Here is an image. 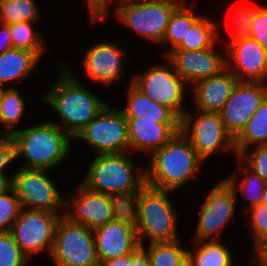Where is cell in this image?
I'll return each mask as SVG.
<instances>
[{"instance_id": "6da1fadb", "label": "cell", "mask_w": 267, "mask_h": 266, "mask_svg": "<svg viewBox=\"0 0 267 266\" xmlns=\"http://www.w3.org/2000/svg\"><path fill=\"white\" fill-rule=\"evenodd\" d=\"M59 66L56 83L41 97V101L56 111L60 122L54 123L73 139L103 110L107 102L87 89L67 64L61 62Z\"/></svg>"}, {"instance_id": "7a4b0ae2", "label": "cell", "mask_w": 267, "mask_h": 266, "mask_svg": "<svg viewBox=\"0 0 267 266\" xmlns=\"http://www.w3.org/2000/svg\"><path fill=\"white\" fill-rule=\"evenodd\" d=\"M204 160L181 131L150 155L145 184L175 192L199 174ZM198 172V173H197Z\"/></svg>"}, {"instance_id": "3957f363", "label": "cell", "mask_w": 267, "mask_h": 266, "mask_svg": "<svg viewBox=\"0 0 267 266\" xmlns=\"http://www.w3.org/2000/svg\"><path fill=\"white\" fill-rule=\"evenodd\" d=\"M12 138L15 160L23 156L22 167L52 170L69 155L72 138L54 121H43L31 127L17 129Z\"/></svg>"}, {"instance_id": "277c9868", "label": "cell", "mask_w": 267, "mask_h": 266, "mask_svg": "<svg viewBox=\"0 0 267 266\" xmlns=\"http://www.w3.org/2000/svg\"><path fill=\"white\" fill-rule=\"evenodd\" d=\"M131 156V152L95 154L81 182L107 195L140 190L145 185V169L135 167Z\"/></svg>"}, {"instance_id": "5b68a950", "label": "cell", "mask_w": 267, "mask_h": 266, "mask_svg": "<svg viewBox=\"0 0 267 266\" xmlns=\"http://www.w3.org/2000/svg\"><path fill=\"white\" fill-rule=\"evenodd\" d=\"M173 191L160 190L145 184L139 190L137 237L140 245L143 238L152 242L179 239L177 229L178 211L169 200Z\"/></svg>"}, {"instance_id": "8992f818", "label": "cell", "mask_w": 267, "mask_h": 266, "mask_svg": "<svg viewBox=\"0 0 267 266\" xmlns=\"http://www.w3.org/2000/svg\"><path fill=\"white\" fill-rule=\"evenodd\" d=\"M184 0L117 1L115 18L152 43H162L174 10Z\"/></svg>"}, {"instance_id": "52a82bcc", "label": "cell", "mask_w": 267, "mask_h": 266, "mask_svg": "<svg viewBox=\"0 0 267 266\" xmlns=\"http://www.w3.org/2000/svg\"><path fill=\"white\" fill-rule=\"evenodd\" d=\"M165 63L155 64L143 73L132 76V83L155 103L167 107L179 120L185 110L183 103L189 86L175 72L173 64L165 57Z\"/></svg>"}, {"instance_id": "ba28073f", "label": "cell", "mask_w": 267, "mask_h": 266, "mask_svg": "<svg viewBox=\"0 0 267 266\" xmlns=\"http://www.w3.org/2000/svg\"><path fill=\"white\" fill-rule=\"evenodd\" d=\"M46 169L20 167L11 175L9 186L19 199L21 208L62 213L63 194Z\"/></svg>"}, {"instance_id": "9c48e42d", "label": "cell", "mask_w": 267, "mask_h": 266, "mask_svg": "<svg viewBox=\"0 0 267 266\" xmlns=\"http://www.w3.org/2000/svg\"><path fill=\"white\" fill-rule=\"evenodd\" d=\"M50 256L57 266H99L93 230L63 214Z\"/></svg>"}, {"instance_id": "30bf717a", "label": "cell", "mask_w": 267, "mask_h": 266, "mask_svg": "<svg viewBox=\"0 0 267 266\" xmlns=\"http://www.w3.org/2000/svg\"><path fill=\"white\" fill-rule=\"evenodd\" d=\"M180 131L204 161L219 150H233L236 155L234 138L226 131L220 113L186 111L180 119Z\"/></svg>"}, {"instance_id": "8fae6325", "label": "cell", "mask_w": 267, "mask_h": 266, "mask_svg": "<svg viewBox=\"0 0 267 266\" xmlns=\"http://www.w3.org/2000/svg\"><path fill=\"white\" fill-rule=\"evenodd\" d=\"M63 214L21 208L10 232L29 260L43 250L51 253L57 224Z\"/></svg>"}, {"instance_id": "7c38bea8", "label": "cell", "mask_w": 267, "mask_h": 266, "mask_svg": "<svg viewBox=\"0 0 267 266\" xmlns=\"http://www.w3.org/2000/svg\"><path fill=\"white\" fill-rule=\"evenodd\" d=\"M74 139L90 144L96 155L130 152L127 119L109 104Z\"/></svg>"}, {"instance_id": "4fadbf2b", "label": "cell", "mask_w": 267, "mask_h": 266, "mask_svg": "<svg viewBox=\"0 0 267 266\" xmlns=\"http://www.w3.org/2000/svg\"><path fill=\"white\" fill-rule=\"evenodd\" d=\"M237 194L226 179L210 190L199 211L194 241L220 240L222 229L234 217Z\"/></svg>"}, {"instance_id": "5bb4252c", "label": "cell", "mask_w": 267, "mask_h": 266, "mask_svg": "<svg viewBox=\"0 0 267 266\" xmlns=\"http://www.w3.org/2000/svg\"><path fill=\"white\" fill-rule=\"evenodd\" d=\"M266 96V83H236L220 112L225 129L233 138L245 127Z\"/></svg>"}, {"instance_id": "9a60e30c", "label": "cell", "mask_w": 267, "mask_h": 266, "mask_svg": "<svg viewBox=\"0 0 267 266\" xmlns=\"http://www.w3.org/2000/svg\"><path fill=\"white\" fill-rule=\"evenodd\" d=\"M70 200L66 198L64 215L90 230L113 220L111 195L92 191L81 182Z\"/></svg>"}, {"instance_id": "2e32d148", "label": "cell", "mask_w": 267, "mask_h": 266, "mask_svg": "<svg viewBox=\"0 0 267 266\" xmlns=\"http://www.w3.org/2000/svg\"><path fill=\"white\" fill-rule=\"evenodd\" d=\"M226 52V67L239 82L265 83L267 50L256 40L247 38L236 41L226 47Z\"/></svg>"}, {"instance_id": "e0dca14e", "label": "cell", "mask_w": 267, "mask_h": 266, "mask_svg": "<svg viewBox=\"0 0 267 266\" xmlns=\"http://www.w3.org/2000/svg\"><path fill=\"white\" fill-rule=\"evenodd\" d=\"M215 45L203 50H173L166 58L173 64L175 72L191 87L226 68V57L215 52Z\"/></svg>"}, {"instance_id": "ac0fdd59", "label": "cell", "mask_w": 267, "mask_h": 266, "mask_svg": "<svg viewBox=\"0 0 267 266\" xmlns=\"http://www.w3.org/2000/svg\"><path fill=\"white\" fill-rule=\"evenodd\" d=\"M116 42L102 41L86 50L83 59V70L93 82L109 87L121 80L123 66V50ZM124 64V65H123Z\"/></svg>"}, {"instance_id": "d6986e66", "label": "cell", "mask_w": 267, "mask_h": 266, "mask_svg": "<svg viewBox=\"0 0 267 266\" xmlns=\"http://www.w3.org/2000/svg\"><path fill=\"white\" fill-rule=\"evenodd\" d=\"M126 119L131 153L139 151L151 155L180 131V124H161L158 120L139 119V117H126Z\"/></svg>"}, {"instance_id": "ffe728a7", "label": "cell", "mask_w": 267, "mask_h": 266, "mask_svg": "<svg viewBox=\"0 0 267 266\" xmlns=\"http://www.w3.org/2000/svg\"><path fill=\"white\" fill-rule=\"evenodd\" d=\"M93 233L99 263L128 255L140 245L136 229L116 220L93 230Z\"/></svg>"}, {"instance_id": "44dd1931", "label": "cell", "mask_w": 267, "mask_h": 266, "mask_svg": "<svg viewBox=\"0 0 267 266\" xmlns=\"http://www.w3.org/2000/svg\"><path fill=\"white\" fill-rule=\"evenodd\" d=\"M237 82L227 67L217 75L196 82L190 87L196 109L220 113Z\"/></svg>"}, {"instance_id": "7402d4cb", "label": "cell", "mask_w": 267, "mask_h": 266, "mask_svg": "<svg viewBox=\"0 0 267 266\" xmlns=\"http://www.w3.org/2000/svg\"><path fill=\"white\" fill-rule=\"evenodd\" d=\"M126 91L127 101L122 109L125 117L158 120L161 124H180V120L167 107L155 103L132 82Z\"/></svg>"}, {"instance_id": "603a6c76", "label": "cell", "mask_w": 267, "mask_h": 266, "mask_svg": "<svg viewBox=\"0 0 267 266\" xmlns=\"http://www.w3.org/2000/svg\"><path fill=\"white\" fill-rule=\"evenodd\" d=\"M40 58L34 53L11 48L0 54V86L5 88L10 82L23 81L37 70Z\"/></svg>"}, {"instance_id": "cb8c5ba5", "label": "cell", "mask_w": 267, "mask_h": 266, "mask_svg": "<svg viewBox=\"0 0 267 266\" xmlns=\"http://www.w3.org/2000/svg\"><path fill=\"white\" fill-rule=\"evenodd\" d=\"M222 240L194 242V251L187 250V266H234L232 252Z\"/></svg>"}, {"instance_id": "d4e9b609", "label": "cell", "mask_w": 267, "mask_h": 266, "mask_svg": "<svg viewBox=\"0 0 267 266\" xmlns=\"http://www.w3.org/2000/svg\"><path fill=\"white\" fill-rule=\"evenodd\" d=\"M267 144V96L234 138L236 157L250 147Z\"/></svg>"}, {"instance_id": "484cf974", "label": "cell", "mask_w": 267, "mask_h": 266, "mask_svg": "<svg viewBox=\"0 0 267 266\" xmlns=\"http://www.w3.org/2000/svg\"><path fill=\"white\" fill-rule=\"evenodd\" d=\"M183 1L173 12L166 27L164 38L161 44H170V49L163 51L165 58L171 51L176 49L183 39H186L192 26L202 17L194 12V7H189Z\"/></svg>"}, {"instance_id": "4316f807", "label": "cell", "mask_w": 267, "mask_h": 266, "mask_svg": "<svg viewBox=\"0 0 267 266\" xmlns=\"http://www.w3.org/2000/svg\"><path fill=\"white\" fill-rule=\"evenodd\" d=\"M236 158L238 160L237 163H239L238 171H244V176L238 182L239 173L233 172L232 175L225 179L234 188L236 193L240 191L244 198L249 200V207L247 209H251L261 204L267 182L256 172L252 171L238 156Z\"/></svg>"}, {"instance_id": "83f0119b", "label": "cell", "mask_w": 267, "mask_h": 266, "mask_svg": "<svg viewBox=\"0 0 267 266\" xmlns=\"http://www.w3.org/2000/svg\"><path fill=\"white\" fill-rule=\"evenodd\" d=\"M25 101L18 91V87H5L0 95V125L5 132L0 134L12 135L17 129L15 126L21 120L25 111Z\"/></svg>"}, {"instance_id": "f1b7e54d", "label": "cell", "mask_w": 267, "mask_h": 266, "mask_svg": "<svg viewBox=\"0 0 267 266\" xmlns=\"http://www.w3.org/2000/svg\"><path fill=\"white\" fill-rule=\"evenodd\" d=\"M217 25L202 16L190 29L186 39L174 50H203L212 47L220 39Z\"/></svg>"}, {"instance_id": "f546056e", "label": "cell", "mask_w": 267, "mask_h": 266, "mask_svg": "<svg viewBox=\"0 0 267 266\" xmlns=\"http://www.w3.org/2000/svg\"><path fill=\"white\" fill-rule=\"evenodd\" d=\"M151 266H187V250L174 241L148 243Z\"/></svg>"}, {"instance_id": "4dcf8cb0", "label": "cell", "mask_w": 267, "mask_h": 266, "mask_svg": "<svg viewBox=\"0 0 267 266\" xmlns=\"http://www.w3.org/2000/svg\"><path fill=\"white\" fill-rule=\"evenodd\" d=\"M34 22L25 21L9 24L13 48L34 52L40 59L46 52V45L41 32L34 29Z\"/></svg>"}, {"instance_id": "1f68e13d", "label": "cell", "mask_w": 267, "mask_h": 266, "mask_svg": "<svg viewBox=\"0 0 267 266\" xmlns=\"http://www.w3.org/2000/svg\"><path fill=\"white\" fill-rule=\"evenodd\" d=\"M40 13L34 0H0V23L38 22Z\"/></svg>"}, {"instance_id": "d6a6232c", "label": "cell", "mask_w": 267, "mask_h": 266, "mask_svg": "<svg viewBox=\"0 0 267 266\" xmlns=\"http://www.w3.org/2000/svg\"><path fill=\"white\" fill-rule=\"evenodd\" d=\"M138 198L139 190L111 195L113 220L137 229Z\"/></svg>"}, {"instance_id": "836d02e7", "label": "cell", "mask_w": 267, "mask_h": 266, "mask_svg": "<svg viewBox=\"0 0 267 266\" xmlns=\"http://www.w3.org/2000/svg\"><path fill=\"white\" fill-rule=\"evenodd\" d=\"M247 213L254 243L253 251L264 249L267 246V206L259 204L248 209Z\"/></svg>"}, {"instance_id": "e575fe53", "label": "cell", "mask_w": 267, "mask_h": 266, "mask_svg": "<svg viewBox=\"0 0 267 266\" xmlns=\"http://www.w3.org/2000/svg\"><path fill=\"white\" fill-rule=\"evenodd\" d=\"M21 210L20 202L8 186L0 193V232H9Z\"/></svg>"}, {"instance_id": "d590c367", "label": "cell", "mask_w": 267, "mask_h": 266, "mask_svg": "<svg viewBox=\"0 0 267 266\" xmlns=\"http://www.w3.org/2000/svg\"><path fill=\"white\" fill-rule=\"evenodd\" d=\"M29 261L11 232H0V266H28Z\"/></svg>"}, {"instance_id": "8d00e7d4", "label": "cell", "mask_w": 267, "mask_h": 266, "mask_svg": "<svg viewBox=\"0 0 267 266\" xmlns=\"http://www.w3.org/2000/svg\"><path fill=\"white\" fill-rule=\"evenodd\" d=\"M258 8L259 6L255 5H240L235 9L234 13H232L233 25L235 28H233L234 32L232 33L230 41L226 45L227 47L236 41L250 38L251 23Z\"/></svg>"}, {"instance_id": "74e56055", "label": "cell", "mask_w": 267, "mask_h": 266, "mask_svg": "<svg viewBox=\"0 0 267 266\" xmlns=\"http://www.w3.org/2000/svg\"><path fill=\"white\" fill-rule=\"evenodd\" d=\"M238 157L267 182V144L246 149Z\"/></svg>"}, {"instance_id": "f35d334b", "label": "cell", "mask_w": 267, "mask_h": 266, "mask_svg": "<svg viewBox=\"0 0 267 266\" xmlns=\"http://www.w3.org/2000/svg\"><path fill=\"white\" fill-rule=\"evenodd\" d=\"M250 38L267 50V6H259L256 10L251 23Z\"/></svg>"}, {"instance_id": "ab89813d", "label": "cell", "mask_w": 267, "mask_h": 266, "mask_svg": "<svg viewBox=\"0 0 267 266\" xmlns=\"http://www.w3.org/2000/svg\"><path fill=\"white\" fill-rule=\"evenodd\" d=\"M15 160V147L12 135L0 134V177H11L5 172Z\"/></svg>"}, {"instance_id": "60d3db41", "label": "cell", "mask_w": 267, "mask_h": 266, "mask_svg": "<svg viewBox=\"0 0 267 266\" xmlns=\"http://www.w3.org/2000/svg\"><path fill=\"white\" fill-rule=\"evenodd\" d=\"M88 7V14L91 23H96L110 16L109 3L113 0H85ZM119 1V0H118Z\"/></svg>"}, {"instance_id": "b9f144b4", "label": "cell", "mask_w": 267, "mask_h": 266, "mask_svg": "<svg viewBox=\"0 0 267 266\" xmlns=\"http://www.w3.org/2000/svg\"><path fill=\"white\" fill-rule=\"evenodd\" d=\"M126 266H151L150 256L148 254L146 246H137L129 254V263H126Z\"/></svg>"}, {"instance_id": "7bdbcfd3", "label": "cell", "mask_w": 267, "mask_h": 266, "mask_svg": "<svg viewBox=\"0 0 267 266\" xmlns=\"http://www.w3.org/2000/svg\"><path fill=\"white\" fill-rule=\"evenodd\" d=\"M0 54L13 48L11 34L9 31V26L7 24L0 23Z\"/></svg>"}, {"instance_id": "ee69618b", "label": "cell", "mask_w": 267, "mask_h": 266, "mask_svg": "<svg viewBox=\"0 0 267 266\" xmlns=\"http://www.w3.org/2000/svg\"><path fill=\"white\" fill-rule=\"evenodd\" d=\"M252 255L251 263L256 266H267V252L264 249L253 251Z\"/></svg>"}, {"instance_id": "f6af8a7d", "label": "cell", "mask_w": 267, "mask_h": 266, "mask_svg": "<svg viewBox=\"0 0 267 266\" xmlns=\"http://www.w3.org/2000/svg\"><path fill=\"white\" fill-rule=\"evenodd\" d=\"M129 263V254L99 263V266H126Z\"/></svg>"}, {"instance_id": "bcb514c9", "label": "cell", "mask_w": 267, "mask_h": 266, "mask_svg": "<svg viewBox=\"0 0 267 266\" xmlns=\"http://www.w3.org/2000/svg\"><path fill=\"white\" fill-rule=\"evenodd\" d=\"M11 177H0V193L9 186Z\"/></svg>"}, {"instance_id": "7dc6e473", "label": "cell", "mask_w": 267, "mask_h": 266, "mask_svg": "<svg viewBox=\"0 0 267 266\" xmlns=\"http://www.w3.org/2000/svg\"><path fill=\"white\" fill-rule=\"evenodd\" d=\"M261 204L264 206H267V184H266L263 196H262Z\"/></svg>"}, {"instance_id": "c3c4849f", "label": "cell", "mask_w": 267, "mask_h": 266, "mask_svg": "<svg viewBox=\"0 0 267 266\" xmlns=\"http://www.w3.org/2000/svg\"><path fill=\"white\" fill-rule=\"evenodd\" d=\"M2 90H3V87H2V86H0V95H1V92H2Z\"/></svg>"}, {"instance_id": "681fc988", "label": "cell", "mask_w": 267, "mask_h": 266, "mask_svg": "<svg viewBox=\"0 0 267 266\" xmlns=\"http://www.w3.org/2000/svg\"><path fill=\"white\" fill-rule=\"evenodd\" d=\"M125 1H142V0H125Z\"/></svg>"}]
</instances>
